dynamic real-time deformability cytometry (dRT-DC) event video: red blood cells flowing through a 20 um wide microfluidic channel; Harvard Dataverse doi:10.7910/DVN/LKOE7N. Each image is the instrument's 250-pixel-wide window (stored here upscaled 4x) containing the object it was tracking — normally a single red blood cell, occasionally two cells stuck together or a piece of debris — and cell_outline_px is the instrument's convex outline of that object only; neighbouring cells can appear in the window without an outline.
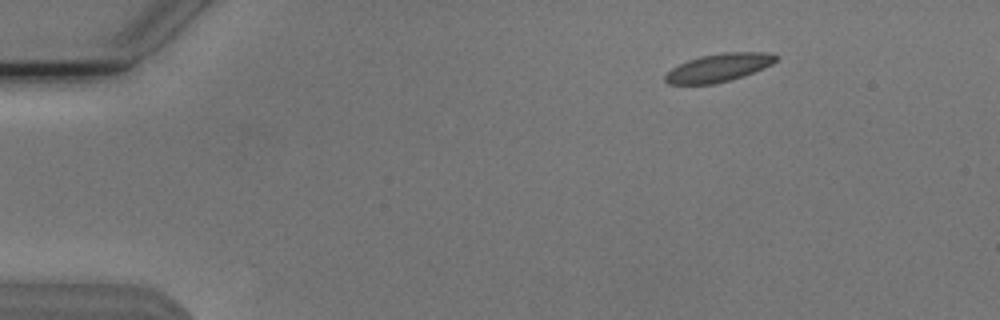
{"species": "Egyptian fruit bat (a non-hibernating species)", "species_latin": "Rousettus aegyptiacus", "temperature_condition": "cold", "stored_images_in_passage": 10, "camera_frame_rate_fps": 3000, "um_per_image_px": 0.085, "animal": {"sex": "male"}, "frame": {"image": 1, "passage_image": 1, "time_ms": 0.0, "image_size_px": [1000, 320], "cell_outline_px": [[776, 60], [772, 64], [764, 68], [728, 80], [712, 84], [668, 84], [664, 80], [664, 76], [672, 68], [688, 60], [700, 56], [720, 52], [764, 52], [776, 56]], "centroid_in_image_um": [61.04, 5.74], "position_along_channel_um": 24.0, "area_um2": 17.8}}